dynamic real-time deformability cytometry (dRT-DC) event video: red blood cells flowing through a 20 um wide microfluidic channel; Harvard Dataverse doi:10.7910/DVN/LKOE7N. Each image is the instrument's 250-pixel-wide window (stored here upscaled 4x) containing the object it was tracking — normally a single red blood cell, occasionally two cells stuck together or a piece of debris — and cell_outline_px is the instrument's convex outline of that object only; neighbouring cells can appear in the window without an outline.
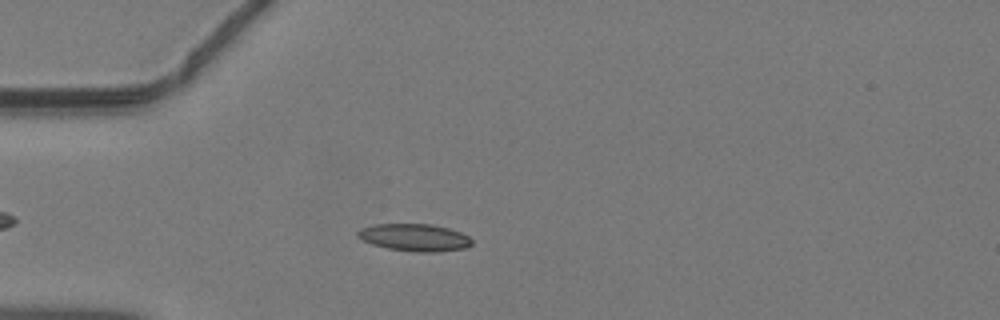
{"species": "common noctule bat (a hibernating species)", "species_latin": "Nyctalus noctula", "temperature_condition": "warm", "stored_images_in_passage": 37, "camera_frame_rate_fps": 3000, "um_per_image_px": 0.085, "animal": {"sex": "male", "body_mass_g": 19.2, "forearm_length_mm": 51.8}, "frame": {"image": 1, "passage_image": 9, "time_ms": 2.667, "image_size_px": [1000, 320], "cell_outline_px": [[472, 244], [464, 248], [436, 252], [412, 252], [388, 248], [372, 244], [356, 236], [356, 232], [360, 228], [372, 224], [432, 224], [448, 228], [460, 232], [468, 236], [472, 240]], "centroid_in_image_um": [35.21, 20.18], "position_along_channel_um": 49.8, "area_um2": 18.21}}
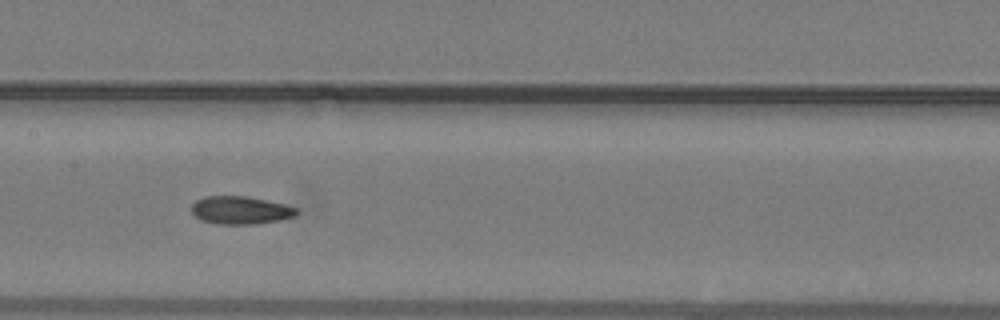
{"frame": {"image": 2, "passage_image": 19, "time_ms": 6.0, "image_size_px": [1000, 320], "cell_outline_px": [[300, 212], [296, 216], [280, 220], [256, 224], [216, 224], [200, 220], [192, 212], [192, 204], [196, 200], [204, 196], [248, 196], [284, 204], [296, 208]], "centroid_in_image_um": [20.45, 17.87], "position_along_channel_um": 186.9, "area_um2": 17.22}}
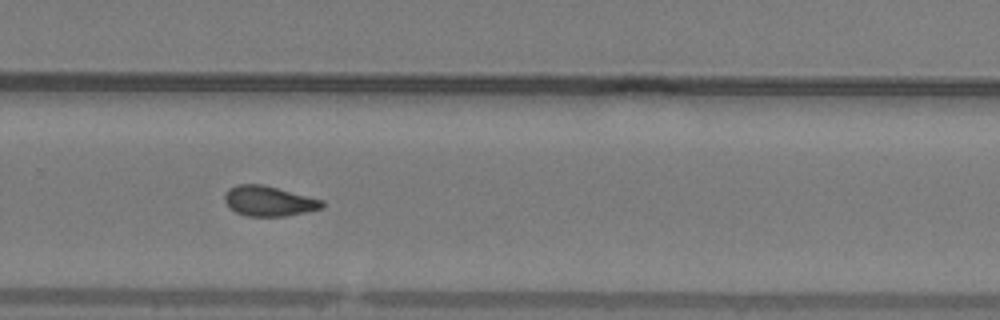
{"frame": {"image": 3, "passage_image": 27, "time_ms": 8.667, "image_size_px": [1000, 320], "cell_outline_px": [[324, 208], [284, 216], [248, 216], [236, 212], [224, 200], [224, 196], [228, 188], [236, 184], [264, 184], [324, 200]], "centroid_in_image_um": [22.87, 17.07], "position_along_channel_um": 306.9, "area_um2": 17.11}}